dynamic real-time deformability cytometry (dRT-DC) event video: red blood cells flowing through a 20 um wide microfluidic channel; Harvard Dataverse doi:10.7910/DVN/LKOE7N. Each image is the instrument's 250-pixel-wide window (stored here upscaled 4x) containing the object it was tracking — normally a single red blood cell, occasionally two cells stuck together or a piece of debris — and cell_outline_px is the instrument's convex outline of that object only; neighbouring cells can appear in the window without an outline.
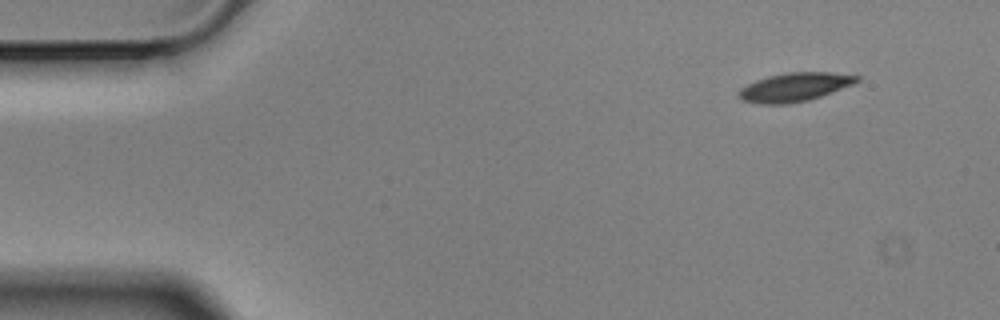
{"species": "Egyptian fruit bat (a non-hibernating species)", "species_latin": "Rousettus aegyptiacus", "temperature_condition": "cold", "stored_images_in_passage": 4, "camera_frame_rate_fps": 3000, "um_per_image_px": 0.085, "animal": {"sex": "male"}, "frame": {"image": 1, "passage_image": 1, "time_ms": 0.0, "image_size_px": [1000, 320], "cell_outline_px": [[860, 80], [856, 84], [808, 100], [788, 104], [760, 104], [744, 100], [736, 96], [736, 92], [740, 88], [756, 80], [768, 76], [788, 72], [832, 72], [860, 76]], "centroid_in_image_um": [67.55, 7.4], "position_along_channel_um": 17.4, "area_um2": 19.88}}
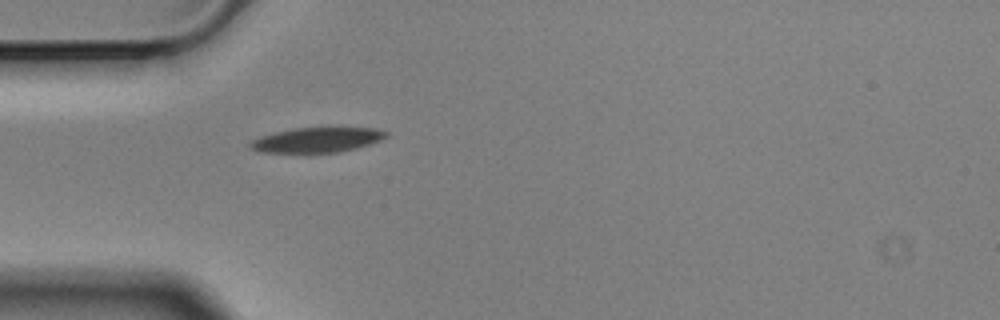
{"frame": {"image": 2, "passage_image": 4, "time_ms": 1.0, "image_size_px": [1000, 320], "cell_outline_px": [[388, 136], [380, 140], [356, 148], [340, 152], [260, 152], [248, 148], [248, 144], [252, 140], [260, 136], [292, 128], [376, 128], [388, 132]], "centroid_in_image_um": [26.92, 11.89], "position_along_channel_um": 58.1, "area_um2": 19.59}}